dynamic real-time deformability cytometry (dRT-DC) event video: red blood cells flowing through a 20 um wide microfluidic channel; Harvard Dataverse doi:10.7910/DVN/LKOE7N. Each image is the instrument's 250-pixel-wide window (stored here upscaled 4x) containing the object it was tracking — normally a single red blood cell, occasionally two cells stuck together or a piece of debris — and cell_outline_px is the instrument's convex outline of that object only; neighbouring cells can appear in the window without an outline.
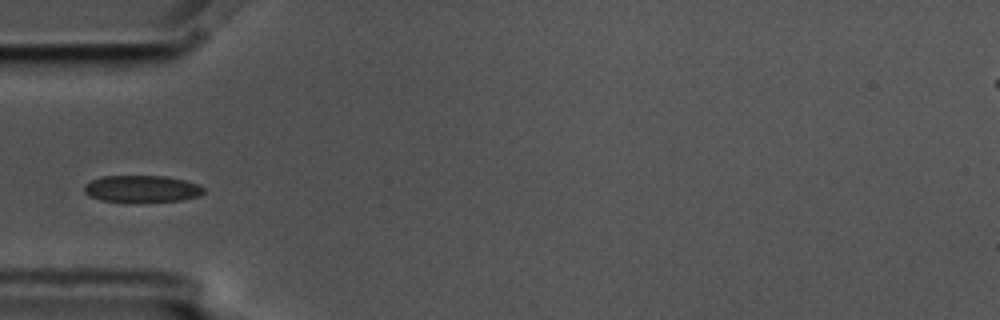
{"species": "common noctule bat (a hibernating species)", "species_latin": "Nyctalus noctula", "temperature_condition": "cold", "stored_images_in_passage": 6, "camera_frame_rate_fps": 3000, "um_per_image_px": 0.085, "animal": {"sex": "male", "body_mass_g": 17.5, "forearm_length_mm": 52.3}, "frame": {"image": 1, "passage_image": 1, "time_ms": 0.0, "image_size_px": [1000, 320], "cell_outline_px": [[204, 192], [200, 196], [180, 200], [100, 200], [88, 196], [84, 192], [84, 184], [92, 180], [104, 176], [164, 176], [184, 180], [196, 184], [204, 188]], "centroid_in_image_um": [12.03, 16.02], "position_along_channel_um": 73.0, "area_um2": 18.09}}